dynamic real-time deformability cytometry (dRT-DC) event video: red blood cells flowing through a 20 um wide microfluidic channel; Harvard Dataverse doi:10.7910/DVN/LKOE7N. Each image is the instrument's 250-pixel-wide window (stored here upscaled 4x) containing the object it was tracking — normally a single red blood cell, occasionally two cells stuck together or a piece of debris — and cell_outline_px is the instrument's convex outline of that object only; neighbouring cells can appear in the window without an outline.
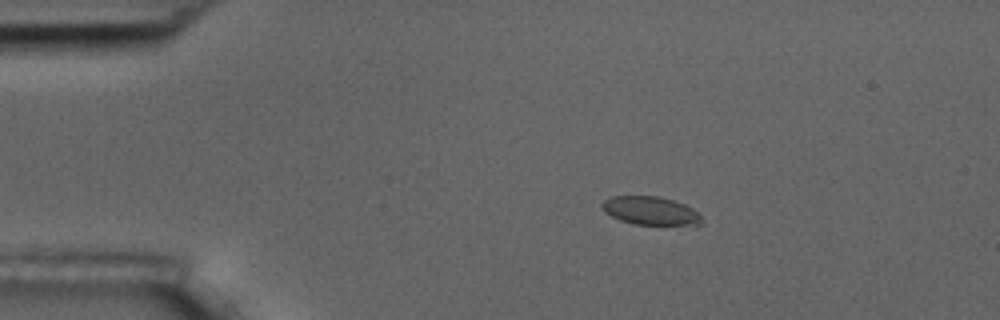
{"species": "common noctule bat (a hibernating species)", "species_latin": "Nyctalus noctula", "temperature_condition": "room temperature", "stored_images_in_passage": 9, "camera_frame_rate_fps": 3000, "um_per_image_px": 0.085, "animal": {"sex": "male", "body_mass_g": 17.5, "forearm_length_mm": 52.3}, "frame": {"image": 1, "passage_image": 3, "time_ms": 2.333, "image_size_px": [1000, 320], "cell_outline_px": [[704, 224], [632, 224], [620, 220], [604, 212], [600, 204], [604, 200], [612, 196], [660, 196], [684, 204], [692, 208], [704, 220]], "centroid_in_image_um": [55.26, 17.9], "position_along_channel_um": 29.7, "area_um2": 16.36}}
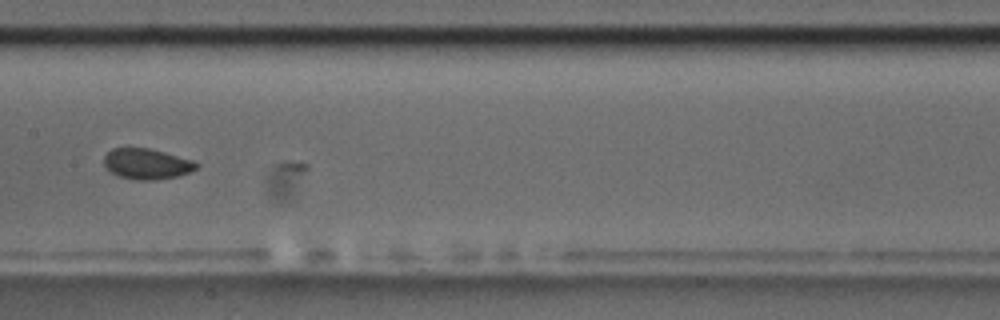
{"frame": {"image": 2, "passage_image": 8, "time_ms": 8.333, "image_size_px": [1000, 320], "cell_outline_px": [[200, 164], [196, 168], [188, 172], [176, 176], [152, 180], [136, 180], [120, 176], [112, 172], [104, 164], [104, 156], [112, 148], [148, 148], [164, 152], [192, 160]], "centroid_in_image_um": [12.47, 13.92], "position_along_channel_um": 194.9, "area_um2": 16.18}}
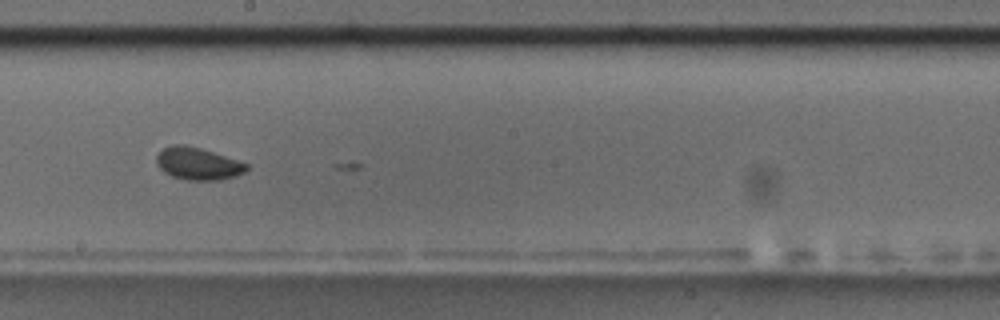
{"frame": {"image": 3, "passage_image": 9, "time_ms": 9.333, "image_size_px": [1000, 320], "cell_outline_px": [[248, 168], [244, 172], [236, 176], [220, 180], [188, 180], [172, 176], [164, 172], [156, 164], [156, 156], [164, 148], [172, 144], [184, 144], [200, 148], [248, 164]], "centroid_in_image_um": [16.8, 13.91], "position_along_channel_um": 231.4, "area_um2": 16.82}}